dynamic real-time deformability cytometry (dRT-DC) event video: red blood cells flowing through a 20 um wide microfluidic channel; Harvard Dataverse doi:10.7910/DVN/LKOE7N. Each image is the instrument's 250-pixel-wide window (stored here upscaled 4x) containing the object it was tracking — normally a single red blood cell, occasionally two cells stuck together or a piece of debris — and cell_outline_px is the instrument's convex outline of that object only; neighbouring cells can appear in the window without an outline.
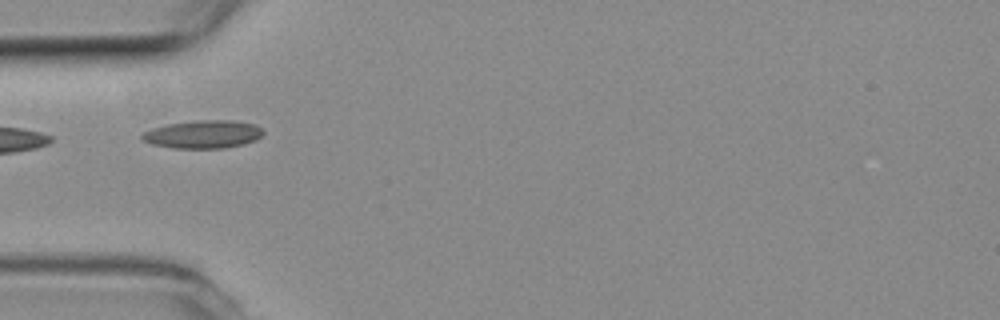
{"species": "common noctule bat (a hibernating species)", "species_latin": "Nyctalus noctula", "temperature_condition": "room temperature", "stored_images_in_passage": 5, "camera_frame_rate_fps": 3000, "um_per_image_px": 0.085, "animal": {"sex": "female", "body_mass_g": 19.3, "forearm_length_mm": 54.1}, "frame": {"image": 1, "passage_image": 1, "time_ms": 0.0, "image_size_px": [1000, 320], "cell_outline_px": [[264, 132], [256, 140], [244, 144], [224, 148], [172, 148], [152, 144], [140, 140], [140, 136], [144, 132], [152, 128], [168, 124], [196, 120], [232, 120], [256, 124]], "centroid_in_image_um": [17.25, 11.41], "position_along_channel_um": 67.8, "area_um2": 19.88}}